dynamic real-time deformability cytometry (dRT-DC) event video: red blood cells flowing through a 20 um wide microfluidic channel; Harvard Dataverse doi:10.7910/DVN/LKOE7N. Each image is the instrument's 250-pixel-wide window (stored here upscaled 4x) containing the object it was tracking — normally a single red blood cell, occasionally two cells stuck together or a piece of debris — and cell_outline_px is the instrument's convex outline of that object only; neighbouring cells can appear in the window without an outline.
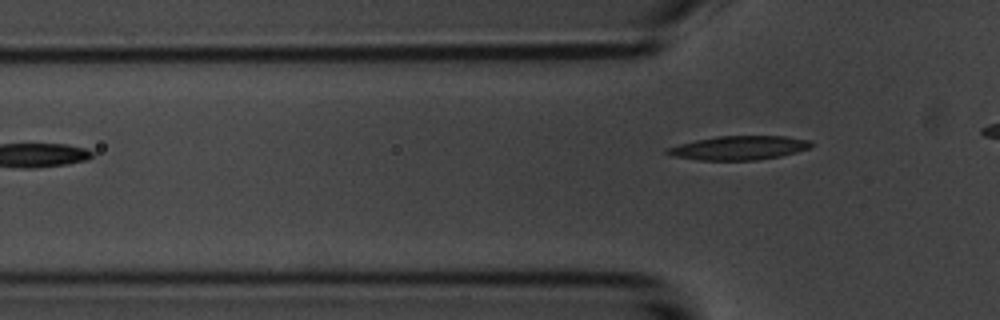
{"species": "common noctule bat (a hibernating species)", "species_latin": "Nyctalus noctula", "temperature_condition": "room temperature", "stored_images_in_passage": 4, "camera_frame_rate_fps": 3000, "um_per_image_px": 0.085, "animal": {"sex": "male", "body_mass_g": 20.1, "forearm_length_mm": 53.5}, "frame": {"image": 1, "passage_image": 4, "time_ms": 3.333, "image_size_px": [1000, 320], "cell_outline_px": [[816, 144], [812, 148], [780, 156], [756, 160], [696, 160], [672, 156], [664, 152], [664, 148], [696, 140], [716, 136], [784, 136], [812, 140]], "centroid_in_image_um": [62.84, 12.57], "position_along_channel_um": 63.0, "area_um2": 20.35}}